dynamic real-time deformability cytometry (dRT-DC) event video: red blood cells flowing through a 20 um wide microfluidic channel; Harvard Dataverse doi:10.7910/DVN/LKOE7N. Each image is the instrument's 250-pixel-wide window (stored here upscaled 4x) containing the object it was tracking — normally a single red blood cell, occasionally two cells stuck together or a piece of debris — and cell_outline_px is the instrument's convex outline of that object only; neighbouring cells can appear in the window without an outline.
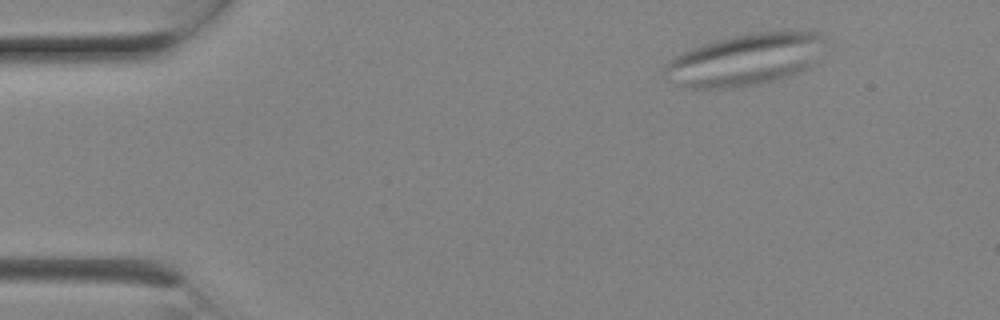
{"species": "Egyptian fruit bat (a non-hibernating species)", "species_latin": "Rousettus aegyptiacus", "temperature_condition": "room temperature", "stored_images_in_passage": 7, "camera_frame_rate_fps": 3000, "um_per_image_px": 0.085, "animal": {"sex": "female"}, "frame": {"image": 1, "passage_image": 3, "time_ms": 0.667, "image_size_px": [1000, 320], "cell_outline_px": [[820, 36], [808, 68], [788, 76], [760, 84], [724, 88], [692, 88], [676, 84], [664, 76], [664, 64], [668, 60], [692, 48], [716, 40], [732, 36], [752, 32], [816, 32]], "centroid_in_image_um": [63.15, 5.1], "position_along_channel_um": 21.8, "area_um2": 46.82}}